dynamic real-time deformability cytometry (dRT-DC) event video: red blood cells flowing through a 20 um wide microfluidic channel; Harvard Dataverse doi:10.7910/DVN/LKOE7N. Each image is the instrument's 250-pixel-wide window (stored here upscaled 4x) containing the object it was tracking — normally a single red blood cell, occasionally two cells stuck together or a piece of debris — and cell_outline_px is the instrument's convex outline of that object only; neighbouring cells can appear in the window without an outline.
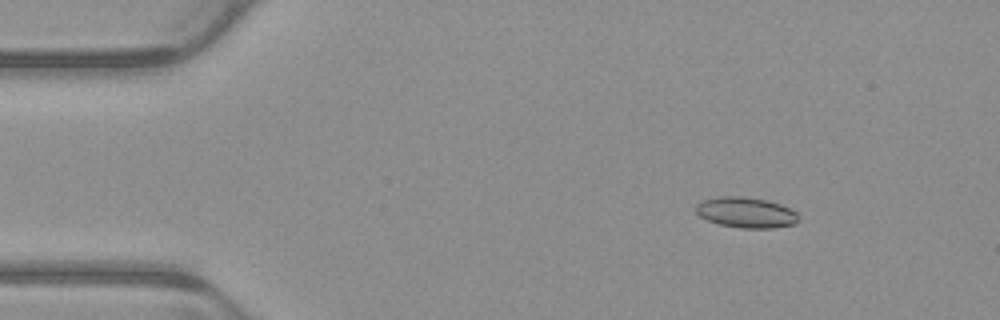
{"species": "common noctule bat (a hibernating species)", "species_latin": "Nyctalus noctula", "temperature_condition": "warm", "stored_images_in_passage": 3, "camera_frame_rate_fps": 3000, "um_per_image_px": 0.085, "animal": {"sex": "male", "body_mass_g": 23.1, "forearm_length_mm": 52.7}, "frame": {"image": 1, "passage_image": 1, "time_ms": 0.0, "image_size_px": [1000, 320], "cell_outline_px": [[800, 220], [796, 224], [772, 228], [740, 228], [720, 224], [708, 220], [700, 216], [696, 212], [696, 204], [704, 200], [716, 196], [744, 196], [768, 200], [780, 204], [796, 212]], "centroid_in_image_um": [63.43, 18.05], "position_along_channel_um": 21.6, "area_um2": 18.38}}